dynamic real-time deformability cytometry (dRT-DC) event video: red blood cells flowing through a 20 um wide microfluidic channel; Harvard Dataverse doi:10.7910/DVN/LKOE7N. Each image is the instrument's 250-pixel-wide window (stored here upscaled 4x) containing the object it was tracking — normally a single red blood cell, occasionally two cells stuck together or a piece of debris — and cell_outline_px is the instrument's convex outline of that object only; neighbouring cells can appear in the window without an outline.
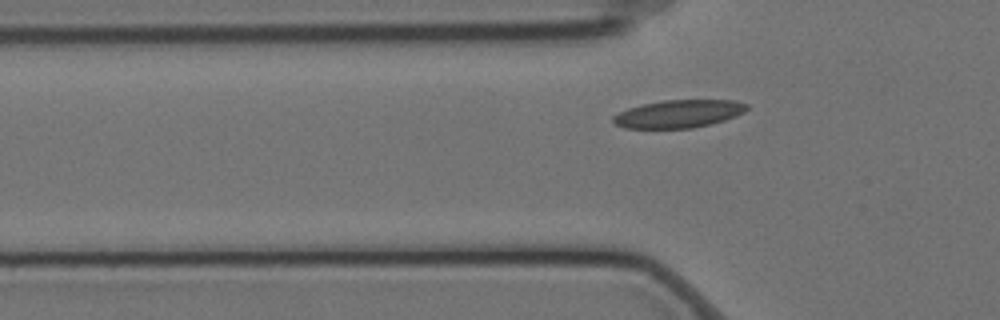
{"species": "Egyptian fruit bat (a non-hibernating species)", "species_latin": "Rousettus aegyptiacus", "temperature_condition": "cold", "stored_images_in_passage": 39, "camera_frame_rate_fps": 3000, "um_per_image_px": 0.085, "animal": {"sex": "female"}, "frame": {"image": 1, "passage_image": 8, "time_ms": 2.333, "image_size_px": [1000, 320], "cell_outline_px": [[748, 108], [744, 112], [736, 116], [712, 124], [692, 128], [624, 128], [616, 124], [612, 120], [612, 116], [628, 108], [644, 104], [664, 100], [736, 100], [748, 104]], "centroid_in_image_um": [57.71, 9.67], "position_along_channel_um": 68.1, "area_um2": 21.68}}
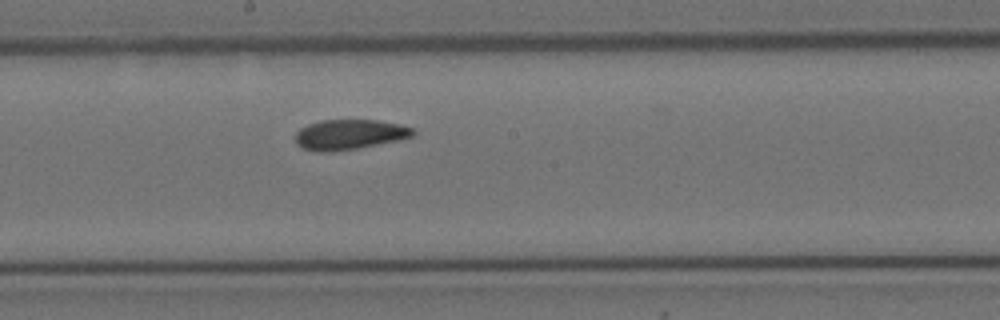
{"frame": {"image": 2, "passage_image": 21, "time_ms": 6.667, "image_size_px": [1000, 320], "cell_outline_px": [[416, 132], [412, 136], [396, 140], [356, 148], [332, 152], [320, 152], [304, 148], [296, 144], [296, 132], [300, 128], [308, 124], [320, 120], [376, 120], [400, 124], [412, 128]], "centroid_in_image_um": [29.67, 11.42], "position_along_channel_um": 218.5, "area_um2": 20.4}}
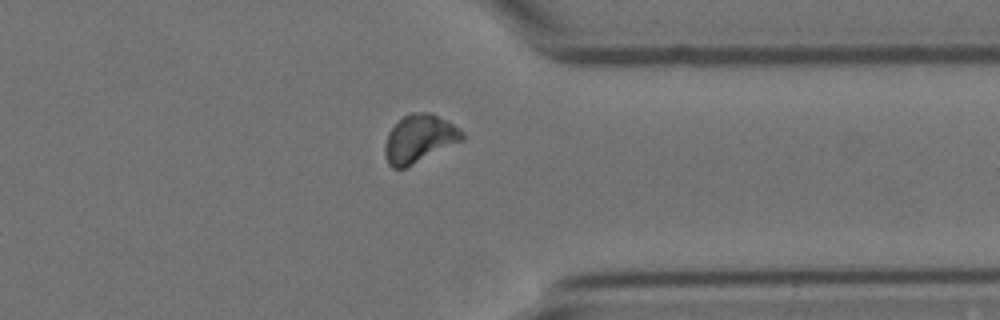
{"frame": {"image": 3, "passage_image": 35, "time_ms": 11.333, "image_size_px": [1000, 320], "cell_outline_px": [[464, 140], [404, 168], [392, 168], [388, 164], [384, 156], [384, 144], [388, 132], [404, 116], [412, 112], [432, 112], [452, 124], [464, 132]], "centroid_in_image_um": [35.63, 11.79], "position_along_channel_um": 375.8, "area_um2": 21.5}, "authors_computed_cell_mechanics": {"area_um2": 21.1548, "velocity_mm_per_s": 3.4568, "shape_relaxation_time_tau1_ms": 8.5391, "shape_relaxation_time_tau2_ms": 6.4681, "deformation_change_tau1": 0.1356, "deformation_change_tau2": 0.0767}}